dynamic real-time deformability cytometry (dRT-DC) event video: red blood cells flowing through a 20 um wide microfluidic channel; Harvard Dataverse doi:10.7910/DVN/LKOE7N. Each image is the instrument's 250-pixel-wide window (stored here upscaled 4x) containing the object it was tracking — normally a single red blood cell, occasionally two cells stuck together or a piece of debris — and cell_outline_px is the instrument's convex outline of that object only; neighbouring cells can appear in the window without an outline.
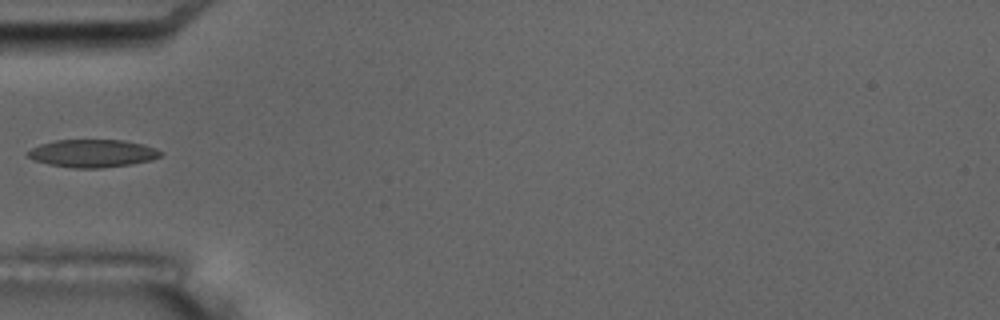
{"species": "common noctule bat (a hibernating species)", "species_latin": "Nyctalus noctula", "temperature_condition": "room temperature", "stored_images_in_passage": 5, "camera_frame_rate_fps": 3000, "um_per_image_px": 0.085, "animal": {"sex": "male", "body_mass_g": 17.5, "forearm_length_mm": 52.3}, "frame": {"image": 1, "passage_image": 5, "time_ms": 4.667, "image_size_px": [1000, 320], "cell_outline_px": [[164, 152], [160, 156], [152, 160], [128, 164], [100, 168], [72, 168], [48, 164], [36, 160], [28, 156], [24, 152], [40, 144], [56, 140], [124, 140], [156, 148]], "centroid_in_image_um": [7.85, 13.03], "position_along_channel_um": 77.1, "area_um2": 21.39}}